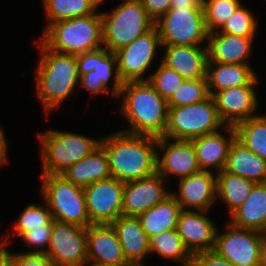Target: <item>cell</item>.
<instances>
[{
    "label": "cell",
    "mask_w": 266,
    "mask_h": 266,
    "mask_svg": "<svg viewBox=\"0 0 266 266\" xmlns=\"http://www.w3.org/2000/svg\"><path fill=\"white\" fill-rule=\"evenodd\" d=\"M0 266H16L15 254L7 250V246L0 245Z\"/></svg>",
    "instance_id": "obj_44"
},
{
    "label": "cell",
    "mask_w": 266,
    "mask_h": 266,
    "mask_svg": "<svg viewBox=\"0 0 266 266\" xmlns=\"http://www.w3.org/2000/svg\"><path fill=\"white\" fill-rule=\"evenodd\" d=\"M148 76L150 77H145V81H148L161 97L167 101L185 80L174 69L167 67L162 62L156 68V71Z\"/></svg>",
    "instance_id": "obj_38"
},
{
    "label": "cell",
    "mask_w": 266,
    "mask_h": 266,
    "mask_svg": "<svg viewBox=\"0 0 266 266\" xmlns=\"http://www.w3.org/2000/svg\"><path fill=\"white\" fill-rule=\"evenodd\" d=\"M223 170L246 178L255 184L266 183V160L251 152L237 138L230 146Z\"/></svg>",
    "instance_id": "obj_28"
},
{
    "label": "cell",
    "mask_w": 266,
    "mask_h": 266,
    "mask_svg": "<svg viewBox=\"0 0 266 266\" xmlns=\"http://www.w3.org/2000/svg\"><path fill=\"white\" fill-rule=\"evenodd\" d=\"M101 16L103 47L113 53L155 27L140 0H122L111 13Z\"/></svg>",
    "instance_id": "obj_5"
},
{
    "label": "cell",
    "mask_w": 266,
    "mask_h": 266,
    "mask_svg": "<svg viewBox=\"0 0 266 266\" xmlns=\"http://www.w3.org/2000/svg\"><path fill=\"white\" fill-rule=\"evenodd\" d=\"M150 254L172 261H178L182 266H190L192 255L185 248L176 229L164 231L149 238Z\"/></svg>",
    "instance_id": "obj_32"
},
{
    "label": "cell",
    "mask_w": 266,
    "mask_h": 266,
    "mask_svg": "<svg viewBox=\"0 0 266 266\" xmlns=\"http://www.w3.org/2000/svg\"><path fill=\"white\" fill-rule=\"evenodd\" d=\"M236 138L251 152L266 160V115H257L235 127Z\"/></svg>",
    "instance_id": "obj_33"
},
{
    "label": "cell",
    "mask_w": 266,
    "mask_h": 266,
    "mask_svg": "<svg viewBox=\"0 0 266 266\" xmlns=\"http://www.w3.org/2000/svg\"><path fill=\"white\" fill-rule=\"evenodd\" d=\"M16 266H55L45 254L15 253Z\"/></svg>",
    "instance_id": "obj_41"
},
{
    "label": "cell",
    "mask_w": 266,
    "mask_h": 266,
    "mask_svg": "<svg viewBox=\"0 0 266 266\" xmlns=\"http://www.w3.org/2000/svg\"><path fill=\"white\" fill-rule=\"evenodd\" d=\"M254 38L222 33L218 30L208 33V62L226 64H249Z\"/></svg>",
    "instance_id": "obj_23"
},
{
    "label": "cell",
    "mask_w": 266,
    "mask_h": 266,
    "mask_svg": "<svg viewBox=\"0 0 266 266\" xmlns=\"http://www.w3.org/2000/svg\"><path fill=\"white\" fill-rule=\"evenodd\" d=\"M181 211L180 204L170 194L163 201L138 215L137 218L150 238L164 231L176 229Z\"/></svg>",
    "instance_id": "obj_29"
},
{
    "label": "cell",
    "mask_w": 266,
    "mask_h": 266,
    "mask_svg": "<svg viewBox=\"0 0 266 266\" xmlns=\"http://www.w3.org/2000/svg\"><path fill=\"white\" fill-rule=\"evenodd\" d=\"M213 96L181 107H169L164 137L192 140L206 134L225 130Z\"/></svg>",
    "instance_id": "obj_8"
},
{
    "label": "cell",
    "mask_w": 266,
    "mask_h": 266,
    "mask_svg": "<svg viewBox=\"0 0 266 266\" xmlns=\"http://www.w3.org/2000/svg\"><path fill=\"white\" fill-rule=\"evenodd\" d=\"M45 206L29 204L21 212L19 218L14 224L15 231L11 234L8 233V237H4V240L0 241V245L7 246L12 242V239H8L11 236L17 235L20 237L23 233L32 229L43 228L44 225L48 224L52 219L51 211L48 205L44 201Z\"/></svg>",
    "instance_id": "obj_34"
},
{
    "label": "cell",
    "mask_w": 266,
    "mask_h": 266,
    "mask_svg": "<svg viewBox=\"0 0 266 266\" xmlns=\"http://www.w3.org/2000/svg\"><path fill=\"white\" fill-rule=\"evenodd\" d=\"M104 0H43L47 26L54 22L92 15Z\"/></svg>",
    "instance_id": "obj_31"
},
{
    "label": "cell",
    "mask_w": 266,
    "mask_h": 266,
    "mask_svg": "<svg viewBox=\"0 0 266 266\" xmlns=\"http://www.w3.org/2000/svg\"><path fill=\"white\" fill-rule=\"evenodd\" d=\"M123 97L120 112L129 127L122 132L164 137L168 119V101L153 88L148 81L123 83L120 95Z\"/></svg>",
    "instance_id": "obj_2"
},
{
    "label": "cell",
    "mask_w": 266,
    "mask_h": 266,
    "mask_svg": "<svg viewBox=\"0 0 266 266\" xmlns=\"http://www.w3.org/2000/svg\"><path fill=\"white\" fill-rule=\"evenodd\" d=\"M216 233L213 251L235 266H263L264 239L259 231L237 228L229 222Z\"/></svg>",
    "instance_id": "obj_11"
},
{
    "label": "cell",
    "mask_w": 266,
    "mask_h": 266,
    "mask_svg": "<svg viewBox=\"0 0 266 266\" xmlns=\"http://www.w3.org/2000/svg\"><path fill=\"white\" fill-rule=\"evenodd\" d=\"M209 96L206 78L184 80L172 97L169 107H181L205 100Z\"/></svg>",
    "instance_id": "obj_36"
},
{
    "label": "cell",
    "mask_w": 266,
    "mask_h": 266,
    "mask_svg": "<svg viewBox=\"0 0 266 266\" xmlns=\"http://www.w3.org/2000/svg\"><path fill=\"white\" fill-rule=\"evenodd\" d=\"M41 142L42 174H61L69 166L88 156L100 140L69 131L47 130L38 135Z\"/></svg>",
    "instance_id": "obj_6"
},
{
    "label": "cell",
    "mask_w": 266,
    "mask_h": 266,
    "mask_svg": "<svg viewBox=\"0 0 266 266\" xmlns=\"http://www.w3.org/2000/svg\"><path fill=\"white\" fill-rule=\"evenodd\" d=\"M4 133L5 132L3 131V127H0V167H3V165L8 164V147Z\"/></svg>",
    "instance_id": "obj_45"
},
{
    "label": "cell",
    "mask_w": 266,
    "mask_h": 266,
    "mask_svg": "<svg viewBox=\"0 0 266 266\" xmlns=\"http://www.w3.org/2000/svg\"><path fill=\"white\" fill-rule=\"evenodd\" d=\"M230 224L263 232L266 228V183L255 184L247 199L230 214Z\"/></svg>",
    "instance_id": "obj_27"
},
{
    "label": "cell",
    "mask_w": 266,
    "mask_h": 266,
    "mask_svg": "<svg viewBox=\"0 0 266 266\" xmlns=\"http://www.w3.org/2000/svg\"><path fill=\"white\" fill-rule=\"evenodd\" d=\"M162 45H207L204 8L169 9L155 21Z\"/></svg>",
    "instance_id": "obj_9"
},
{
    "label": "cell",
    "mask_w": 266,
    "mask_h": 266,
    "mask_svg": "<svg viewBox=\"0 0 266 266\" xmlns=\"http://www.w3.org/2000/svg\"><path fill=\"white\" fill-rule=\"evenodd\" d=\"M257 24L258 18L256 19L252 12L241 4L218 31L254 38Z\"/></svg>",
    "instance_id": "obj_37"
},
{
    "label": "cell",
    "mask_w": 266,
    "mask_h": 266,
    "mask_svg": "<svg viewBox=\"0 0 266 266\" xmlns=\"http://www.w3.org/2000/svg\"><path fill=\"white\" fill-rule=\"evenodd\" d=\"M54 222L55 220L52 219L48 224L44 225L43 228L32 229L23 233L20 236V239L30 248H33V250L23 253L46 255Z\"/></svg>",
    "instance_id": "obj_39"
},
{
    "label": "cell",
    "mask_w": 266,
    "mask_h": 266,
    "mask_svg": "<svg viewBox=\"0 0 266 266\" xmlns=\"http://www.w3.org/2000/svg\"><path fill=\"white\" fill-rule=\"evenodd\" d=\"M158 47H162V44L158 29L154 27L129 45L117 50L115 54L121 81H145L143 76L153 63Z\"/></svg>",
    "instance_id": "obj_12"
},
{
    "label": "cell",
    "mask_w": 266,
    "mask_h": 266,
    "mask_svg": "<svg viewBox=\"0 0 266 266\" xmlns=\"http://www.w3.org/2000/svg\"><path fill=\"white\" fill-rule=\"evenodd\" d=\"M124 184L110 177L83 187L91 224H111L123 215Z\"/></svg>",
    "instance_id": "obj_14"
},
{
    "label": "cell",
    "mask_w": 266,
    "mask_h": 266,
    "mask_svg": "<svg viewBox=\"0 0 266 266\" xmlns=\"http://www.w3.org/2000/svg\"><path fill=\"white\" fill-rule=\"evenodd\" d=\"M165 49L161 62L174 69L185 80L206 78L207 45H162Z\"/></svg>",
    "instance_id": "obj_21"
},
{
    "label": "cell",
    "mask_w": 266,
    "mask_h": 266,
    "mask_svg": "<svg viewBox=\"0 0 266 266\" xmlns=\"http://www.w3.org/2000/svg\"><path fill=\"white\" fill-rule=\"evenodd\" d=\"M147 14L154 20H158L170 8L171 0H140Z\"/></svg>",
    "instance_id": "obj_42"
},
{
    "label": "cell",
    "mask_w": 266,
    "mask_h": 266,
    "mask_svg": "<svg viewBox=\"0 0 266 266\" xmlns=\"http://www.w3.org/2000/svg\"><path fill=\"white\" fill-rule=\"evenodd\" d=\"M254 185L246 178L222 170L216 174L217 200L226 205L230 215L247 199Z\"/></svg>",
    "instance_id": "obj_30"
},
{
    "label": "cell",
    "mask_w": 266,
    "mask_h": 266,
    "mask_svg": "<svg viewBox=\"0 0 266 266\" xmlns=\"http://www.w3.org/2000/svg\"><path fill=\"white\" fill-rule=\"evenodd\" d=\"M208 211L182 210L176 230L191 255L214 249L218 228Z\"/></svg>",
    "instance_id": "obj_19"
},
{
    "label": "cell",
    "mask_w": 266,
    "mask_h": 266,
    "mask_svg": "<svg viewBox=\"0 0 266 266\" xmlns=\"http://www.w3.org/2000/svg\"><path fill=\"white\" fill-rule=\"evenodd\" d=\"M168 181L159 173L124 184L122 213L137 217L171 194L165 187ZM167 190V191H166Z\"/></svg>",
    "instance_id": "obj_16"
},
{
    "label": "cell",
    "mask_w": 266,
    "mask_h": 266,
    "mask_svg": "<svg viewBox=\"0 0 266 266\" xmlns=\"http://www.w3.org/2000/svg\"><path fill=\"white\" fill-rule=\"evenodd\" d=\"M203 8V0H171L169 9Z\"/></svg>",
    "instance_id": "obj_43"
},
{
    "label": "cell",
    "mask_w": 266,
    "mask_h": 266,
    "mask_svg": "<svg viewBox=\"0 0 266 266\" xmlns=\"http://www.w3.org/2000/svg\"><path fill=\"white\" fill-rule=\"evenodd\" d=\"M240 5L239 0H203L207 32L219 30Z\"/></svg>",
    "instance_id": "obj_35"
},
{
    "label": "cell",
    "mask_w": 266,
    "mask_h": 266,
    "mask_svg": "<svg viewBox=\"0 0 266 266\" xmlns=\"http://www.w3.org/2000/svg\"><path fill=\"white\" fill-rule=\"evenodd\" d=\"M190 266H235L213 250L192 255Z\"/></svg>",
    "instance_id": "obj_40"
},
{
    "label": "cell",
    "mask_w": 266,
    "mask_h": 266,
    "mask_svg": "<svg viewBox=\"0 0 266 266\" xmlns=\"http://www.w3.org/2000/svg\"><path fill=\"white\" fill-rule=\"evenodd\" d=\"M41 195L55 221L87 228L91 225L84 189L61 174H42Z\"/></svg>",
    "instance_id": "obj_7"
},
{
    "label": "cell",
    "mask_w": 266,
    "mask_h": 266,
    "mask_svg": "<svg viewBox=\"0 0 266 266\" xmlns=\"http://www.w3.org/2000/svg\"><path fill=\"white\" fill-rule=\"evenodd\" d=\"M122 247L123 255L131 266H141L150 254L149 238L137 217L119 216L111 223Z\"/></svg>",
    "instance_id": "obj_24"
},
{
    "label": "cell",
    "mask_w": 266,
    "mask_h": 266,
    "mask_svg": "<svg viewBox=\"0 0 266 266\" xmlns=\"http://www.w3.org/2000/svg\"><path fill=\"white\" fill-rule=\"evenodd\" d=\"M52 51L78 55L103 47L100 13L51 23L38 38Z\"/></svg>",
    "instance_id": "obj_4"
},
{
    "label": "cell",
    "mask_w": 266,
    "mask_h": 266,
    "mask_svg": "<svg viewBox=\"0 0 266 266\" xmlns=\"http://www.w3.org/2000/svg\"><path fill=\"white\" fill-rule=\"evenodd\" d=\"M255 89V85H243L218 91L213 96L219 117L226 126L235 127L257 116L259 100Z\"/></svg>",
    "instance_id": "obj_17"
},
{
    "label": "cell",
    "mask_w": 266,
    "mask_h": 266,
    "mask_svg": "<svg viewBox=\"0 0 266 266\" xmlns=\"http://www.w3.org/2000/svg\"><path fill=\"white\" fill-rule=\"evenodd\" d=\"M40 48L36 67V95L46 116L59 108L79 83L76 55L62 54L47 48L40 40L33 41Z\"/></svg>",
    "instance_id": "obj_3"
},
{
    "label": "cell",
    "mask_w": 266,
    "mask_h": 266,
    "mask_svg": "<svg viewBox=\"0 0 266 266\" xmlns=\"http://www.w3.org/2000/svg\"><path fill=\"white\" fill-rule=\"evenodd\" d=\"M113 178L124 183L137 181L157 172V138L122 131L101 137Z\"/></svg>",
    "instance_id": "obj_1"
},
{
    "label": "cell",
    "mask_w": 266,
    "mask_h": 266,
    "mask_svg": "<svg viewBox=\"0 0 266 266\" xmlns=\"http://www.w3.org/2000/svg\"><path fill=\"white\" fill-rule=\"evenodd\" d=\"M76 60L78 74L80 76L79 89L85 88L91 92V95L102 92L111 93L112 96L118 98L123 82L118 74L117 57L115 53L110 52L105 47H101L76 55ZM113 76V86L108 88V83Z\"/></svg>",
    "instance_id": "obj_10"
},
{
    "label": "cell",
    "mask_w": 266,
    "mask_h": 266,
    "mask_svg": "<svg viewBox=\"0 0 266 266\" xmlns=\"http://www.w3.org/2000/svg\"><path fill=\"white\" fill-rule=\"evenodd\" d=\"M87 260L101 265L131 266L111 224H91L86 230Z\"/></svg>",
    "instance_id": "obj_20"
},
{
    "label": "cell",
    "mask_w": 266,
    "mask_h": 266,
    "mask_svg": "<svg viewBox=\"0 0 266 266\" xmlns=\"http://www.w3.org/2000/svg\"><path fill=\"white\" fill-rule=\"evenodd\" d=\"M87 228L55 221L46 256L55 266H84L87 260Z\"/></svg>",
    "instance_id": "obj_13"
},
{
    "label": "cell",
    "mask_w": 266,
    "mask_h": 266,
    "mask_svg": "<svg viewBox=\"0 0 266 266\" xmlns=\"http://www.w3.org/2000/svg\"><path fill=\"white\" fill-rule=\"evenodd\" d=\"M262 234H263V239H264V248H266V228L264 229Z\"/></svg>",
    "instance_id": "obj_47"
},
{
    "label": "cell",
    "mask_w": 266,
    "mask_h": 266,
    "mask_svg": "<svg viewBox=\"0 0 266 266\" xmlns=\"http://www.w3.org/2000/svg\"><path fill=\"white\" fill-rule=\"evenodd\" d=\"M225 129L228 136L217 131L190 140L193 143L201 170L217 174L224 169L230 146L236 138L234 127L225 126Z\"/></svg>",
    "instance_id": "obj_22"
},
{
    "label": "cell",
    "mask_w": 266,
    "mask_h": 266,
    "mask_svg": "<svg viewBox=\"0 0 266 266\" xmlns=\"http://www.w3.org/2000/svg\"><path fill=\"white\" fill-rule=\"evenodd\" d=\"M85 265L86 266H113V265H101V264H96V263H93V262H87Z\"/></svg>",
    "instance_id": "obj_46"
},
{
    "label": "cell",
    "mask_w": 266,
    "mask_h": 266,
    "mask_svg": "<svg viewBox=\"0 0 266 266\" xmlns=\"http://www.w3.org/2000/svg\"><path fill=\"white\" fill-rule=\"evenodd\" d=\"M61 175L67 181L81 187L112 177L107 154L101 145L88 156L69 166Z\"/></svg>",
    "instance_id": "obj_26"
},
{
    "label": "cell",
    "mask_w": 266,
    "mask_h": 266,
    "mask_svg": "<svg viewBox=\"0 0 266 266\" xmlns=\"http://www.w3.org/2000/svg\"><path fill=\"white\" fill-rule=\"evenodd\" d=\"M258 75L251 64H226L207 62L206 79L209 95L214 96L218 91L243 86L256 85Z\"/></svg>",
    "instance_id": "obj_25"
},
{
    "label": "cell",
    "mask_w": 266,
    "mask_h": 266,
    "mask_svg": "<svg viewBox=\"0 0 266 266\" xmlns=\"http://www.w3.org/2000/svg\"><path fill=\"white\" fill-rule=\"evenodd\" d=\"M159 151H163L164 155L160 156ZM156 161L157 173L168 182L171 175L180 179L201 171L193 143L190 140H177L168 137L157 138Z\"/></svg>",
    "instance_id": "obj_15"
},
{
    "label": "cell",
    "mask_w": 266,
    "mask_h": 266,
    "mask_svg": "<svg viewBox=\"0 0 266 266\" xmlns=\"http://www.w3.org/2000/svg\"><path fill=\"white\" fill-rule=\"evenodd\" d=\"M263 266H266V248H264Z\"/></svg>",
    "instance_id": "obj_48"
},
{
    "label": "cell",
    "mask_w": 266,
    "mask_h": 266,
    "mask_svg": "<svg viewBox=\"0 0 266 266\" xmlns=\"http://www.w3.org/2000/svg\"><path fill=\"white\" fill-rule=\"evenodd\" d=\"M178 193L171 192L182 210L208 211L217 201L216 173L199 171L179 179Z\"/></svg>",
    "instance_id": "obj_18"
}]
</instances>
